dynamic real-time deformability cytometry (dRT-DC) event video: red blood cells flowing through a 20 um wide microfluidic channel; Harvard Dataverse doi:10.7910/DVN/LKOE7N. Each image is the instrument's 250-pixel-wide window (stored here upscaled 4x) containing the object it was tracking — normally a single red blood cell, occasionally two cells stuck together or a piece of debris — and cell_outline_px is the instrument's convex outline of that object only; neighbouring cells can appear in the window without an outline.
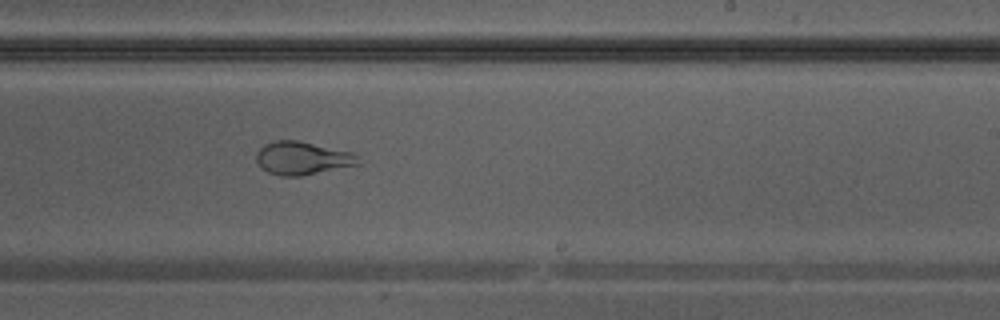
{"species": "Egyptian fruit bat (a non-hibernating species)", "species_latin": "Rousettus aegyptiacus", "temperature_condition": "warm", "stored_images_in_passage": 29, "camera_frame_rate_fps": 3000, "um_per_image_px": 0.085, "animal": {"sex": "male"}, "frame": {"image": 1, "passage_image": 13, "time_ms": 4.0, "image_size_px": [1000, 320], "cell_outline_px": [[360, 164], [300, 176], [280, 176], [268, 172], [260, 168], [256, 160], [256, 152], [264, 144], [272, 140], [300, 140], [352, 152], [356, 156]], "centroid_in_image_um": [25.64, 13.43], "position_along_channel_um": 263.4, "area_um2": 19.77}}
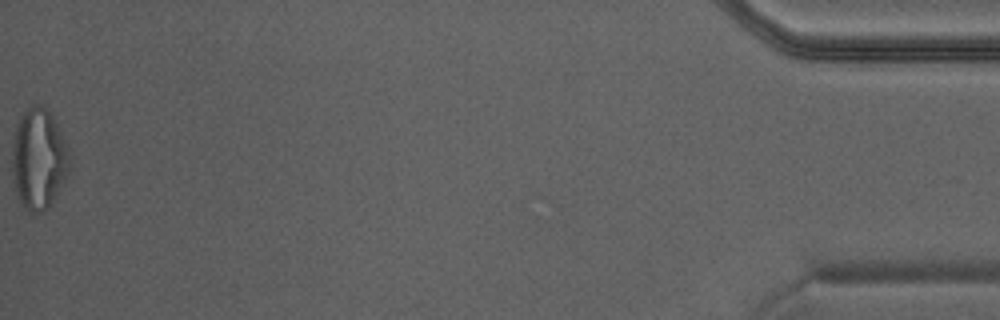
{"frame": {"image": 2, "passage_image": 29, "time_ms": 9.333, "image_size_px": [1000, 320], "cell_outline_px": [[72, 168], [48, 208], [40, 212], [28, 212], [20, 204], [16, 192], [12, 176], [12, 140], [16, 124], [24, 112], [32, 104], [40, 104], [48, 108], [56, 120], [68, 148], [72, 164]], "centroid_in_image_um": [3.3, 13.49], "position_along_channel_um": 431.9, "area_um2": 34.45}}